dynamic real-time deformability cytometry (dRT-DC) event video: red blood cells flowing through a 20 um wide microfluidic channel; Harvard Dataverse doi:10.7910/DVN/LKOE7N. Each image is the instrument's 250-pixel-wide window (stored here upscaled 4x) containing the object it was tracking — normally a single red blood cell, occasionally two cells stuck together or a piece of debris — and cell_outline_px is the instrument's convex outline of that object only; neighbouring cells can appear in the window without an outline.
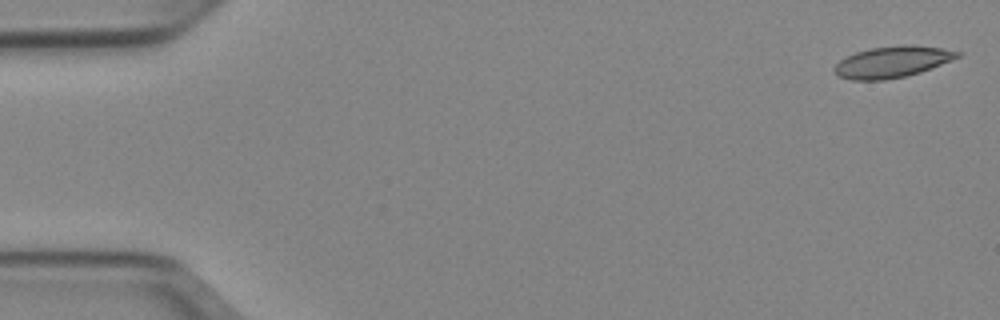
{"species": "Egyptian fruit bat (a non-hibernating species)", "species_latin": "Rousettus aegyptiacus", "temperature_condition": "cold", "stored_images_in_passage": 15, "camera_frame_rate_fps": 3000, "um_per_image_px": 0.085, "animal": {"sex": "female"}, "frame": {"image": 1, "passage_image": 1, "time_ms": 0.0, "image_size_px": [1000, 320], "cell_outline_px": [[964, 52], [960, 56], [920, 72], [904, 76], [884, 80], [852, 80], [840, 76], [832, 68], [840, 60], [856, 52], [872, 48], [904, 44], [912, 44], [940, 48]], "centroid_in_image_um": [75.85, 5.25], "position_along_channel_um": 9.2, "area_um2": 22.2}}